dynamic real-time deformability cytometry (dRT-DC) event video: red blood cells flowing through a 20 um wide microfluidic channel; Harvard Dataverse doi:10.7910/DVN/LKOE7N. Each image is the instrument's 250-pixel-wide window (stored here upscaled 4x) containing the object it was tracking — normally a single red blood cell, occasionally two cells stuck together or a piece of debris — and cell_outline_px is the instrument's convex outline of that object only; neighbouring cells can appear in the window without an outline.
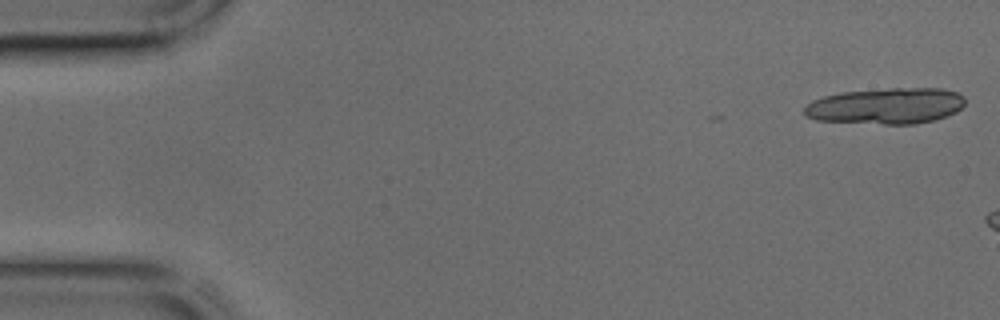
{"species": "common noctule bat (a hibernating species)", "species_latin": "Nyctalus noctula", "temperature_condition": "cold", "stored_images_in_passage": 6, "camera_frame_rate_fps": 3000, "um_per_image_px": 0.085, "animal": {"sex": "male", "body_mass_g": 17.9, "forearm_length_mm": 54.2}, "frame": {"image": 1, "passage_image": 1, "time_ms": 0.0, "image_size_px": [1000, 320], "cell_outline_px": [[964, 104], [956, 112], [932, 120], [916, 124], [884, 124], [816, 120], [804, 116], [804, 108], [812, 100], [824, 96], [840, 92], [892, 88], [940, 88], [956, 92], [964, 96]], "centroid_in_image_um": [75.29, 9.0], "position_along_channel_um": 9.7, "area_um2": 33.76}}